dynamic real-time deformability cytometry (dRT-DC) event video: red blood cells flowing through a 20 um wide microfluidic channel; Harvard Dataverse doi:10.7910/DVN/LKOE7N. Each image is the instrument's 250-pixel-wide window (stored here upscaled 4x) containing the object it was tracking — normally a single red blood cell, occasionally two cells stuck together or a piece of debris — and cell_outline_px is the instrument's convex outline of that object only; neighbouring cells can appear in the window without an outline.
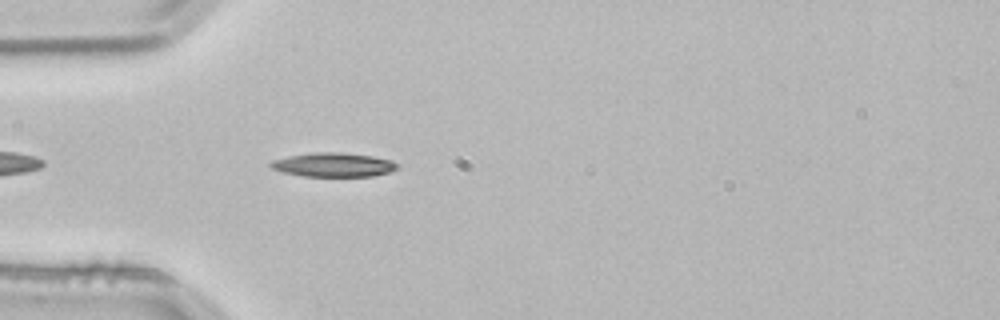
{"species": "common noctule bat (a hibernating species)", "species_latin": "Nyctalus noctula", "temperature_condition": "room temperature", "stored_images_in_passage": 1, "camera_frame_rate_fps": 3000, "um_per_image_px": 0.085, "animal": {"sex": "male", "body_mass_g": 21.5, "forearm_length_mm": 52.0}, "frame": {"image": 1, "passage_image": 1, "time_ms": 0.0, "image_size_px": [1000, 320], "cell_outline_px": [[396, 168], [388, 172], [372, 176], [304, 176], [284, 172], [272, 168], [268, 164], [272, 160], [288, 156], [316, 152], [340, 152], [372, 156], [392, 160], [396, 164]], "centroid_in_image_um": [28.31, 14.0], "position_along_channel_um": 56.7, "area_um2": 17.51}}